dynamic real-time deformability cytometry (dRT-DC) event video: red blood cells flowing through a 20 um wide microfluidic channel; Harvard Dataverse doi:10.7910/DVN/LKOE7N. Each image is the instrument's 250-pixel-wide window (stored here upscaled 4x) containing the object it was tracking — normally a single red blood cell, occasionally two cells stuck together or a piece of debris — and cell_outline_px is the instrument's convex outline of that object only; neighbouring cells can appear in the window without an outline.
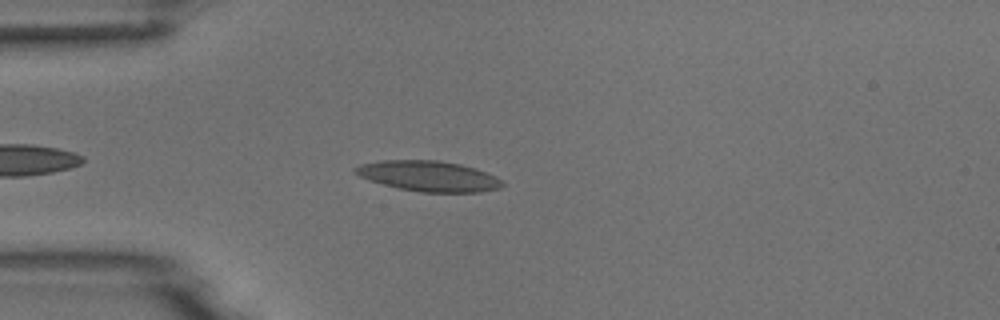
{"species": "common noctule bat (a hibernating species)", "species_latin": "Nyctalus noctula", "temperature_condition": "room temperature", "stored_images_in_passage": 3, "camera_frame_rate_fps": 3000, "um_per_image_px": 0.085, "animal": {"sex": "male", "body_mass_g": 18.8}, "frame": {"image": 1, "passage_image": 3, "time_ms": 3.0, "image_size_px": [1000, 320], "cell_outline_px": [[504, 184], [500, 188], [480, 192], [420, 192], [400, 188], [368, 180], [352, 172], [352, 168], [360, 164], [380, 160], [436, 160], [460, 164], [476, 168], [496, 176], [504, 180]], "centroid_in_image_um": [36.43, 14.96], "position_along_channel_um": 48.6, "area_um2": 26.24}}